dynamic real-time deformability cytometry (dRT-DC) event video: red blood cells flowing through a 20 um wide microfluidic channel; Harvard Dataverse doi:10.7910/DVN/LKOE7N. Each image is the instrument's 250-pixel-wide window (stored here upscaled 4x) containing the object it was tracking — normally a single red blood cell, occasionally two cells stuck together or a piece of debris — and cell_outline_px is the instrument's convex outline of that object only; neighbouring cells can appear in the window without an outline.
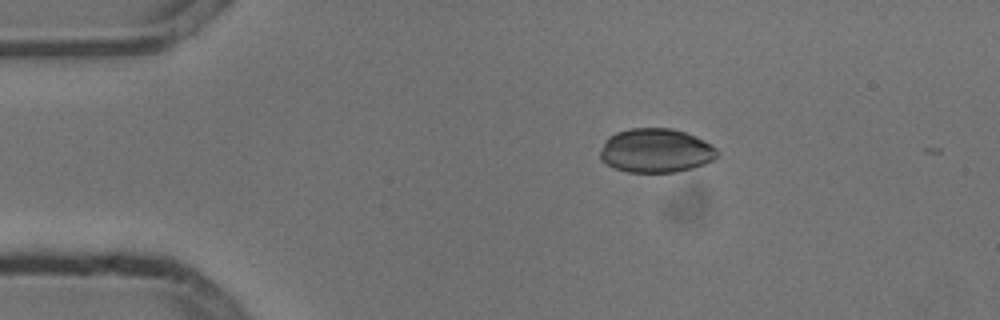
{"species": "common noctule bat (a hibernating species)", "species_latin": "Nyctalus noctula", "temperature_condition": "cold", "stored_images_in_passage": 4, "camera_frame_rate_fps": 3000, "um_per_image_px": 0.085, "animal": {"sex": "male", "body_mass_g": 13.3}, "frame": {"image": 1, "passage_image": 3, "time_ms": 0.667, "image_size_px": [1000, 320], "cell_outline_px": [[720, 152], [712, 160], [704, 164], [692, 168], [676, 172], [628, 172], [604, 164], [600, 160], [600, 152], [604, 140], [608, 136], [616, 132], [628, 128], [672, 128], [684, 132], [704, 140], [716, 148]], "centroid_in_image_um": [55.71, 12.8], "position_along_channel_um": 29.3, "area_um2": 30.23}}